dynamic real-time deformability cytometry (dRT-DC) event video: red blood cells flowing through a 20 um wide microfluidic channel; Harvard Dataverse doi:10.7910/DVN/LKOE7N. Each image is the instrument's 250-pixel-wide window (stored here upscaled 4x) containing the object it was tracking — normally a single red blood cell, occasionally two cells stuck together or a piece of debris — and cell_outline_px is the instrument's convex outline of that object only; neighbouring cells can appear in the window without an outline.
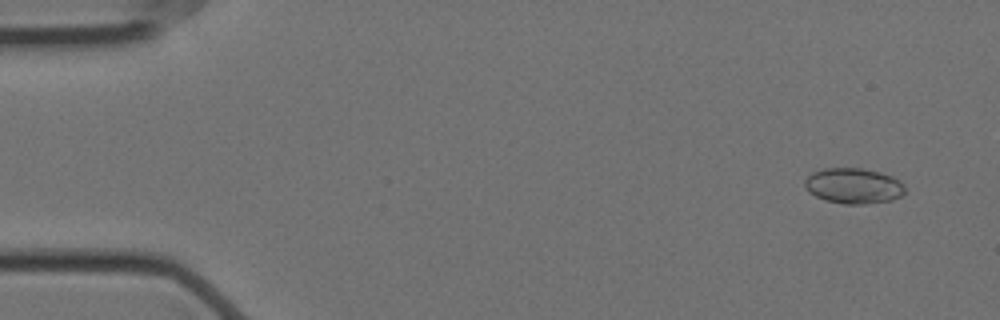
{"species": "Egyptian fruit bat (a non-hibernating species)", "species_latin": "Rousettus aegyptiacus", "temperature_condition": "cold", "stored_images_in_passage": 58, "camera_frame_rate_fps": 3000, "um_per_image_px": 0.085, "animal": {"sex": "female"}, "frame": {"image": 1, "passage_image": 4, "time_ms": 1.0, "image_size_px": [1000, 320], "cell_outline_px": [[904, 192], [900, 196], [892, 200], [864, 204], [844, 204], [824, 200], [808, 192], [804, 188], [804, 180], [812, 172], [824, 168], [864, 168], [880, 172], [892, 176], [900, 180], [904, 184]], "centroid_in_image_um": [72.53, 15.79], "position_along_channel_um": 12.5, "area_um2": 20.98}}
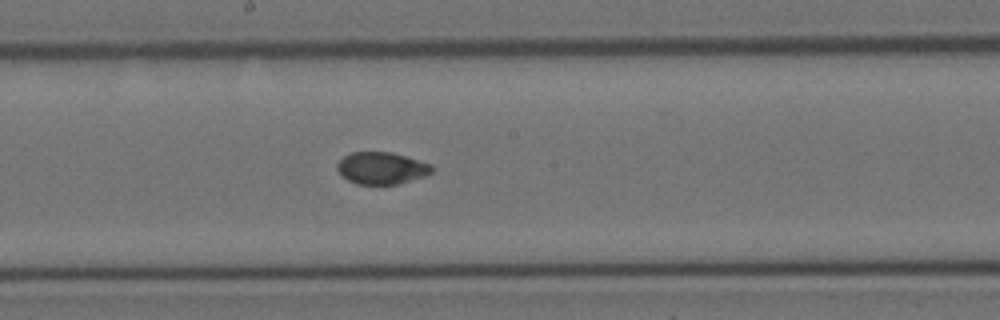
{"frame": {"image": 2, "passage_image": 31, "time_ms": 10.0, "image_size_px": [1000, 320], "cell_outline_px": [[432, 172], [424, 176], [396, 184], [356, 184], [348, 180], [336, 168], [336, 164], [344, 156], [352, 152], [392, 152], [432, 164]], "centroid_in_image_um": [32.43, 14.28], "position_along_channel_um": 215.8, "area_um2": 17.51}}
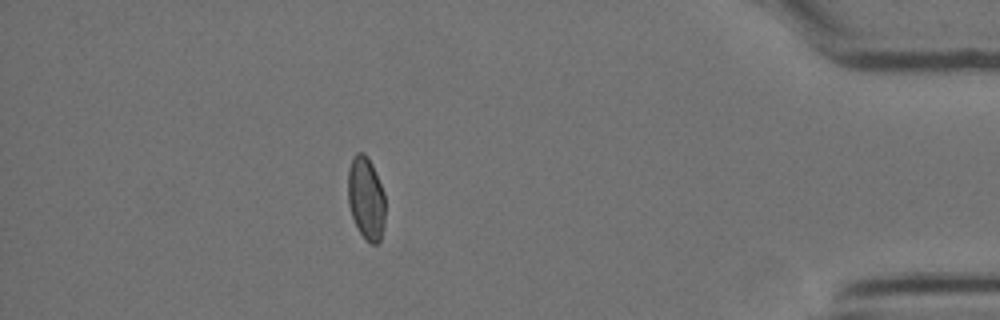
{"frame": {"image": 3, "passage_image": 51, "time_ms": 16.667, "image_size_px": [1000, 320], "cell_outline_px": [[384, 228], [380, 240], [376, 244], [372, 244], [356, 228], [348, 204], [348, 168], [352, 156], [356, 152], [364, 152], [368, 156], [372, 164], [384, 192]], "centroid_in_image_um": [31.1, 16.81], "position_along_channel_um": 404.1, "area_um2": 18.15}, "authors_computed_cell_mechanics": {"area_um2": 18.5249, "velocity_mm_per_s": 3.5238, "shape_relaxation_time_tau1_ms": null, "shape_relaxation_time_tau2_ms": 1.6863, "deformation_change_tau1": null, "deformation_change_tau2": 0.0391}}